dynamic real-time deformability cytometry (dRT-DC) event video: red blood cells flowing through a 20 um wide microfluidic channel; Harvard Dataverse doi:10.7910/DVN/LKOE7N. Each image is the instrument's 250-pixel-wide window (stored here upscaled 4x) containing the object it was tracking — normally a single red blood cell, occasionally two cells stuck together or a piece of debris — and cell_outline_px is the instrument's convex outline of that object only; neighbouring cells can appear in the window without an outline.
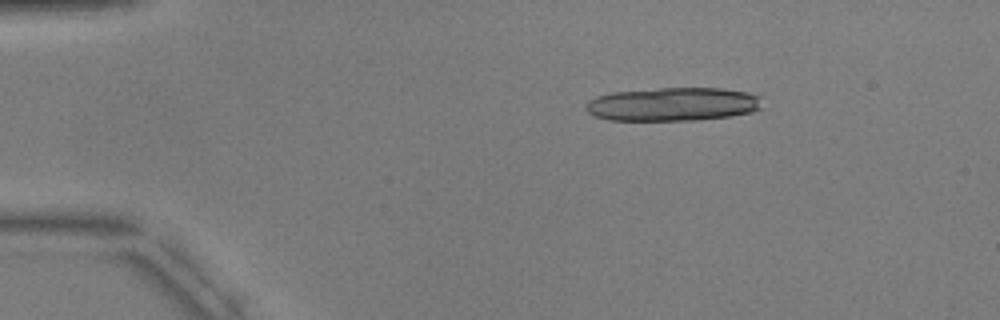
{"species": "common noctule bat (a hibernating species)", "species_latin": "Nyctalus noctula", "temperature_condition": "warm", "stored_images_in_passage": 3, "camera_frame_rate_fps": 3000, "um_per_image_px": 0.085, "animal": {"sex": "male", "body_mass_g": 17.9, "forearm_length_mm": 54.2}, "frame": {"image": 1, "passage_image": 1, "time_ms": 0.0, "image_size_px": [1000, 320], "cell_outline_px": [[760, 108], [752, 112], [732, 116], [700, 120], [608, 120], [596, 116], [588, 112], [584, 108], [584, 104], [588, 100], [596, 96], [612, 92], [660, 88], [724, 88], [748, 92], [760, 96]], "centroid_in_image_um": [57.18, 8.86], "position_along_channel_um": 27.8, "area_um2": 34.74}}